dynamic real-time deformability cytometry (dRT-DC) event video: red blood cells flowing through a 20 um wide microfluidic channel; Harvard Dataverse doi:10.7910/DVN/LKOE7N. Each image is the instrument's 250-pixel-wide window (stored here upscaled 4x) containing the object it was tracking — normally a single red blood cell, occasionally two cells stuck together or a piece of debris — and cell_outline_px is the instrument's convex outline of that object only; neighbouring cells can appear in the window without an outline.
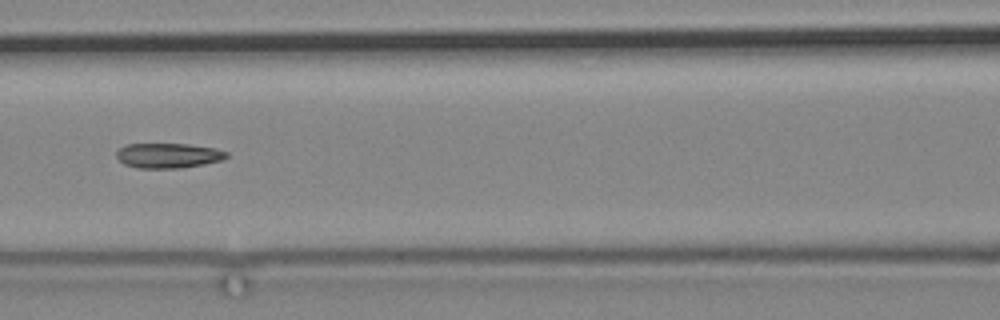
{"species": "common noctule bat (a hibernating species)", "species_latin": "Nyctalus noctula", "temperature_condition": "cold", "stored_images_in_passage": 12, "camera_frame_rate_fps": 3000, "um_per_image_px": 0.085, "animal": {"sex": "male", "body_mass_g": 19.2, "forearm_length_mm": 51.8}, "frame": {"image": 1, "passage_image": 12, "time_ms": 13.333, "image_size_px": [1000, 320], "cell_outline_px": [[228, 156], [220, 160], [204, 164], [180, 168], [136, 168], [124, 164], [116, 156], [116, 152], [124, 144], [188, 144], [216, 148], [228, 152]], "centroid_in_image_um": [14.29, 13.22], "position_along_channel_um": 152.3, "area_um2": 16.01}}